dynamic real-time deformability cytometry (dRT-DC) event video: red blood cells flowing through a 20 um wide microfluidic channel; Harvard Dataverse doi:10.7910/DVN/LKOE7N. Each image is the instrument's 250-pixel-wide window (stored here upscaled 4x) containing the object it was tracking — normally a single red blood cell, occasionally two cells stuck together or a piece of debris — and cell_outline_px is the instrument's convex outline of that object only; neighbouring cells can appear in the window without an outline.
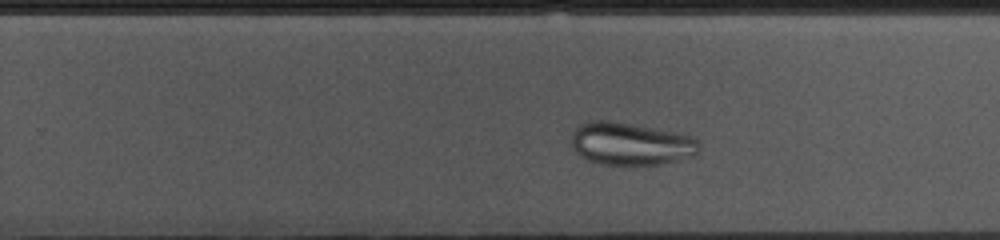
{"species": "common noctule bat (a hibernating species)", "species_latin": "Nyctalus noctula", "temperature_condition": "cold", "stored_images_in_passage": 36, "camera_frame_rate_fps": 3000, "um_per_image_px": 0.085, "animal": {"sex": "female", "body_mass_g": 10.0, "forearm_length_mm": 53.1}, "frame": {"image": 1, "passage_image": 26, "time_ms": 8.333, "image_size_px": [1000, 240], "cell_outline_px": [[700, 152], [692, 156], [660, 164], [600, 164], [588, 160], [580, 156], [576, 152], [572, 144], [572, 132], [580, 124], [592, 120], [608, 120], [632, 124], [676, 132], [692, 136], [700, 144]], "centroid_in_image_um": [53.61, 12.21], "position_along_channel_um": 276.2, "area_um2": 31.62}}